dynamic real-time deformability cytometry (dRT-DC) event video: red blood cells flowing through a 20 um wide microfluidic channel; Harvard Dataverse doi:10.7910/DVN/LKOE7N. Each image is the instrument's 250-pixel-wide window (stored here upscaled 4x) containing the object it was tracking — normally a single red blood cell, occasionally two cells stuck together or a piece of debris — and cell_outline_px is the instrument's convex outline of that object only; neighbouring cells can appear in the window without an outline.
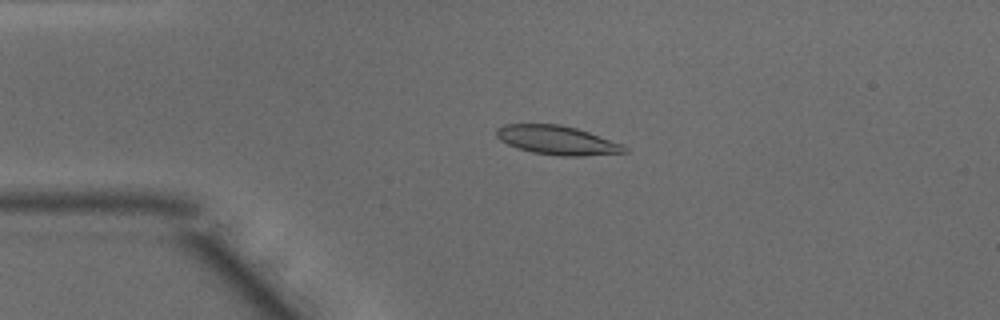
{"species": "common noctule bat (a hibernating species)", "species_latin": "Nyctalus noctula", "temperature_condition": "warm", "stored_images_in_passage": 48, "camera_frame_rate_fps": 3000, "um_per_image_px": 0.085, "animal": {"sex": "male", "body_mass_g": 15.6}, "frame": {"image": 1, "passage_image": 10, "time_ms": 3.0, "image_size_px": [1000, 320], "cell_outline_px": [[628, 152], [584, 156], [560, 156], [532, 152], [508, 144], [500, 140], [496, 136], [496, 128], [504, 124], [560, 124], [576, 128], [624, 144], [628, 148]], "centroid_in_image_um": [47.38, 11.92], "position_along_channel_um": 37.6, "area_um2": 21.62}}
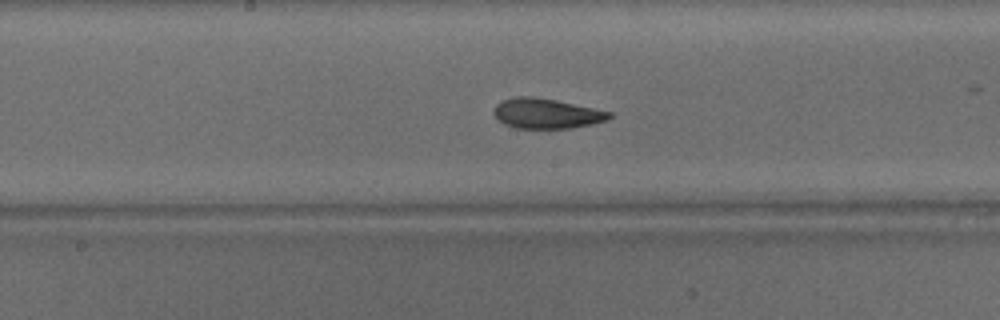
{"frame": {"image": 2, "passage_image": 24, "time_ms": 7.667, "image_size_px": [1000, 320], "cell_outline_px": [[612, 116], [608, 120], [592, 124], [568, 128], [516, 128], [504, 124], [492, 112], [496, 104], [504, 100], [516, 96], [532, 96], [556, 100], [612, 112]], "centroid_in_image_um": [46.45, 9.64], "position_along_channel_um": 201.7, "area_um2": 20.11}}
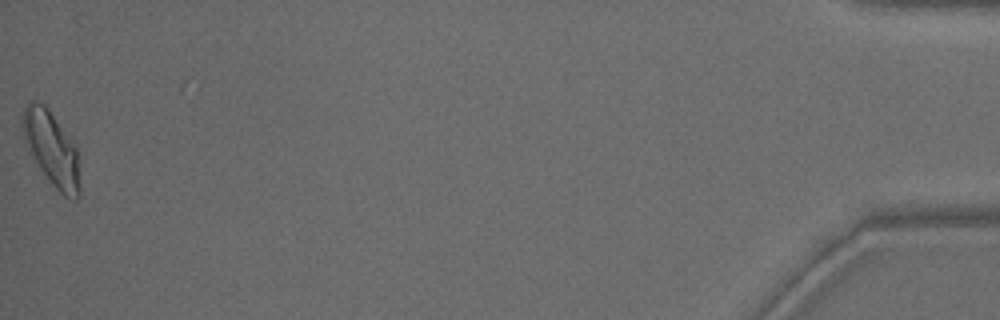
{"frame": {"image": 3, "passage_image": 48, "time_ms": 15.667, "image_size_px": [1000, 320], "cell_outline_px": [[80, 196], [76, 200], [72, 200], [64, 196], [52, 184], [28, 152], [24, 140], [20, 124], [20, 120], [24, 108], [32, 100], [36, 100], [44, 104], [48, 108], [76, 148], [80, 188]], "centroid_in_image_um": [4.34, 12.64], "position_along_channel_um": 430.9, "area_um2": 24.68}, "authors_computed_cell_mechanics": {"area_um2": 20.9525, "velocity_mm_per_s": 4.1184, "shape_relaxation_time_tau1_ms": 3.3077, "shape_relaxation_time_tau2_ms": 1.6171, "deformation_change_tau1": 0.1473, "deformation_change_tau2": 0.0775}}